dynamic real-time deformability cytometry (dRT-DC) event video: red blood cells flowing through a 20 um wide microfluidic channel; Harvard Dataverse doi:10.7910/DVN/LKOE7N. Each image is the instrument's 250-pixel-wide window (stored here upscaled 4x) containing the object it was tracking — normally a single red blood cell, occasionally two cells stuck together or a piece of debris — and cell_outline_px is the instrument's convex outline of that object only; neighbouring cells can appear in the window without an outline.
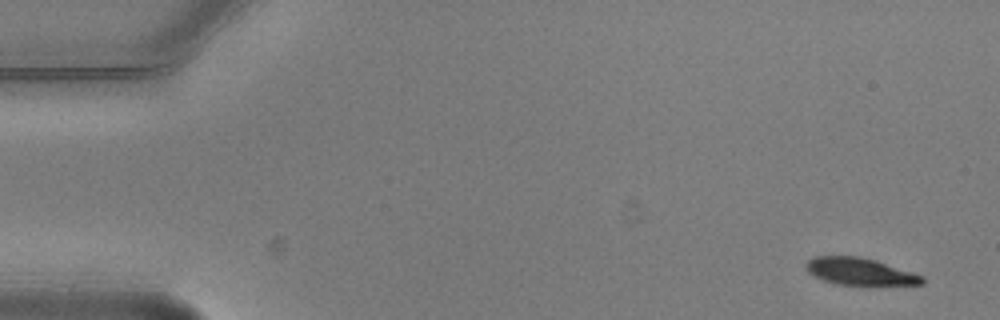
{"species": "common noctule bat (a hibernating species)", "species_latin": "Nyctalus noctula", "temperature_condition": "warm", "stored_images_in_passage": 2, "camera_frame_rate_fps": 3000, "um_per_image_px": 0.085, "animal": {"sex": "male", "body_mass_g": 20.5, "forearm_length_mm": 52.5}, "frame": {"image": 1, "passage_image": 1, "time_ms": 0.0, "image_size_px": [1000, 320], "cell_outline_px": [[924, 284], [868, 288], [836, 284], [824, 280], [808, 272], [804, 264], [812, 256], [860, 256], [876, 260], [924, 276]], "centroid_in_image_um": [73.15, 23.13], "position_along_channel_um": 11.9, "area_um2": 19.36}}